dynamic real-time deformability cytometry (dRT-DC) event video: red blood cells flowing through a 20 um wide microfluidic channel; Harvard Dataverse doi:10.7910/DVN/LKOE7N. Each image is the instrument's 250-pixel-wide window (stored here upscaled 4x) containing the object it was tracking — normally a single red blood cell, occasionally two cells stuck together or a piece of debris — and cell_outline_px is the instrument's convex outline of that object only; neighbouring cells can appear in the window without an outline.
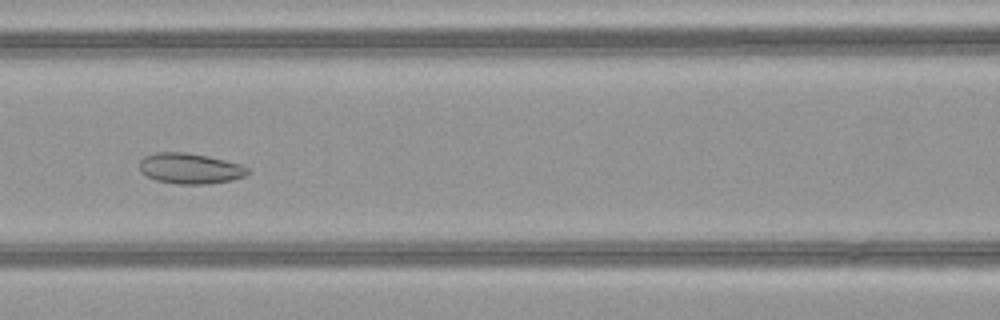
{"species": "common noctule bat (a hibernating species)", "species_latin": "Nyctalus noctula", "temperature_condition": "warm", "stored_images_in_passage": 36, "camera_frame_rate_fps": 3000, "um_per_image_px": 0.085, "animal": {"sex": "female", "body_mass_g": 21.9}, "frame": {"image": 1, "passage_image": 8, "time_ms": 2.333, "image_size_px": [1000, 320], "cell_outline_px": [[252, 172], [244, 176], [232, 180], [208, 184], [180, 184], [156, 180], [140, 172], [140, 160], [144, 156], [156, 152], [184, 152], [208, 156], [240, 164], [248, 168]], "centroid_in_image_um": [16.16, 14.32], "position_along_channel_um": 150.4, "area_um2": 19.31}}
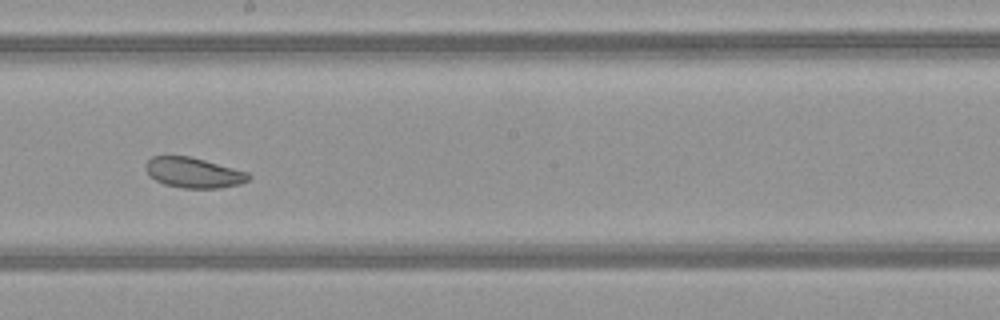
{"frame": {"image": 2, "passage_image": 14, "time_ms": 4.333, "image_size_px": [1000, 320], "cell_outline_px": [[252, 176], [248, 180], [240, 184], [220, 188], [184, 188], [164, 184], [156, 180], [144, 168], [144, 164], [152, 156], [188, 156], [204, 160], [248, 172]], "centroid_in_image_um": [16.46, 14.68], "position_along_channel_um": 231.7, "area_um2": 18.03}}
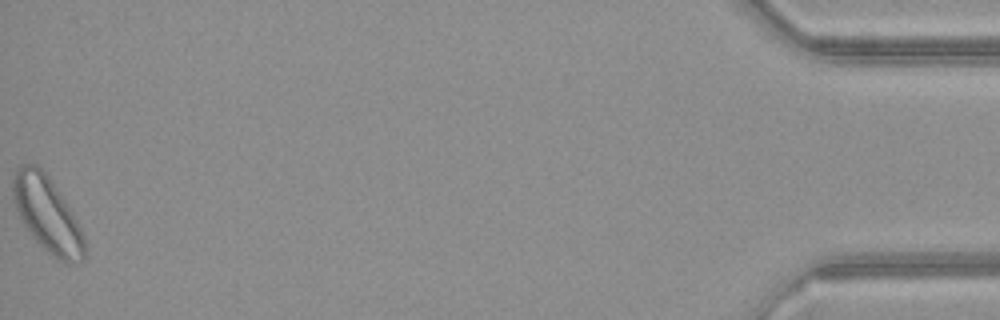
{"frame": {"image": 3, "passage_image": 36, "time_ms": 11.667, "image_size_px": [1000, 320], "cell_outline_px": [[84, 260], [80, 264], [68, 264], [60, 260], [48, 252], [32, 236], [24, 224], [12, 200], [12, 180], [16, 168], [20, 164], [36, 164], [48, 176], [64, 200], [76, 220], [84, 236]], "centroid_in_image_um": [4.0, 18.22], "position_along_channel_um": 431.2, "area_um2": 31.04}, "authors_computed_cell_mechanics": {"area_um2": 19.6809, "velocity_mm_per_s": 4.0771, "shape_relaxation_time_tau1_ms": 3.0933, "shape_relaxation_time_tau2_ms": null, "deformation_change_tau1": 0.0557, "deformation_change_tau2": null}}